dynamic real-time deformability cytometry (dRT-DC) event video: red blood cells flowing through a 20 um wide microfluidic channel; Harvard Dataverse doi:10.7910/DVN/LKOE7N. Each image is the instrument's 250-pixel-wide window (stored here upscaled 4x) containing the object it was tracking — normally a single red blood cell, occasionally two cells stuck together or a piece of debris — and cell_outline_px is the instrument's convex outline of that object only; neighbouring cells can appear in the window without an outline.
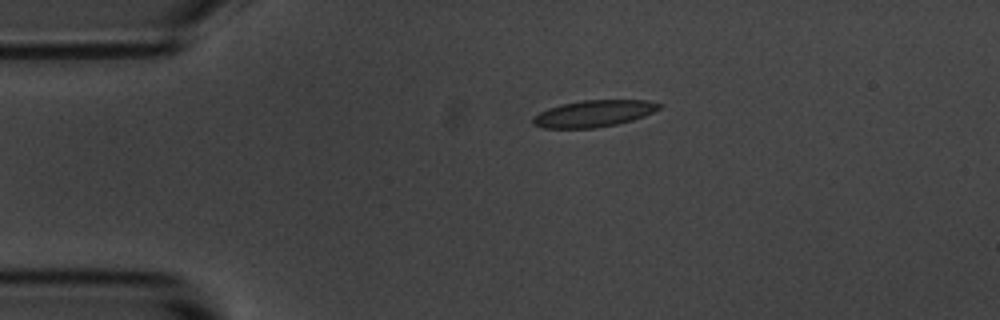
{"species": "common noctule bat (a hibernating species)", "species_latin": "Nyctalus noctula", "temperature_condition": "room temperature", "stored_images_in_passage": 2, "camera_frame_rate_fps": 3000, "um_per_image_px": 0.085, "animal": {"sex": "male", "body_mass_g": 20.1, "forearm_length_mm": 53.5}, "frame": {"image": 1, "passage_image": 1, "time_ms": 0.0, "image_size_px": [1000, 320], "cell_outline_px": [[660, 108], [644, 116], [632, 120], [616, 124], [596, 128], [544, 128], [532, 124], [532, 116], [548, 108], [564, 104], [584, 100], [648, 100], [660, 104]], "centroid_in_image_um": [50.44, 9.66], "position_along_channel_um": 34.6, "area_um2": 19.48}}